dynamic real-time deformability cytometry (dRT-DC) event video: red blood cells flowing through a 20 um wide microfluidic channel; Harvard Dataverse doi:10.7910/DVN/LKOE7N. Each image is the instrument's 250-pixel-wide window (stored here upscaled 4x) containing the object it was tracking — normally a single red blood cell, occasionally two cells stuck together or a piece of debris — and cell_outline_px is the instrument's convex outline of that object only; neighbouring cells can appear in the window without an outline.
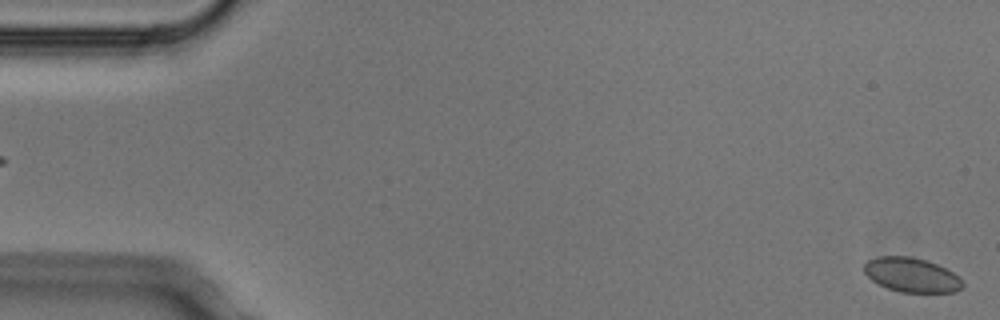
{"species": "Egyptian fruit bat (a non-hibernating species)", "species_latin": "Rousettus aegyptiacus", "temperature_condition": "cold", "stored_images_in_passage": 5, "segment_of_instrument_passage": [2, 2], "camera_frame_rate_fps": 3000, "um_per_image_px": 0.085, "animal": {"sex": "male"}, "frame": {"image": 1, "passage_image": 5, "time_ms": 1.333, "image_size_px": [1000, 320], "cell_outline_px": [[964, 284], [956, 292], [900, 292], [888, 288], [872, 280], [864, 272], [864, 264], [868, 260], [880, 256], [908, 256], [924, 260], [936, 264], [952, 272]], "centroid_in_image_um": [77.46, 23.37], "position_along_channel_um": 7.5, "area_um2": 19.36}}